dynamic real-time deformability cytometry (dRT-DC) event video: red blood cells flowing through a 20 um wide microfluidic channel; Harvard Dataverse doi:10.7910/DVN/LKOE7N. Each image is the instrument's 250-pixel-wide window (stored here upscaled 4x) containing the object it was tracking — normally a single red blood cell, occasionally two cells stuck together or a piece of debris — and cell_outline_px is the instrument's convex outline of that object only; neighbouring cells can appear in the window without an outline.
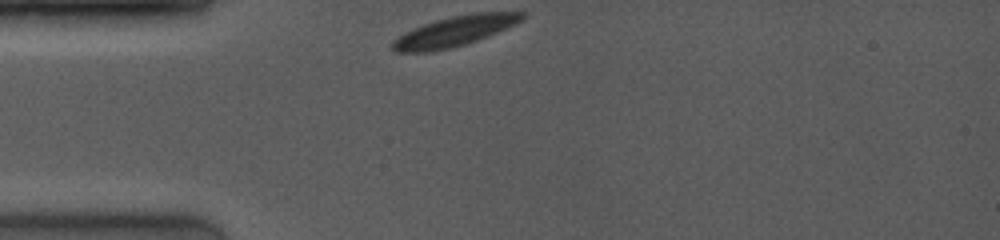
{"species": "common noctule bat (a hibernating species)", "species_latin": "Nyctalus noctula", "temperature_condition": "room temperature", "stored_images_in_passage": 47, "camera_frame_rate_fps": 4000, "um_per_image_px": 0.085, "animal": {"sex": "female", "body_mass_g": 19.0, "forearm_length_mm": 53.3}, "frame": {"image": 1, "passage_image": 1, "time_ms": 0.0, "image_size_px": [1000, 240], "cell_outline_px": [[528, 16], [516, 24], [508, 28], [476, 40], [452, 48], [432, 52], [396, 52], [392, 48], [392, 40], [404, 32], [412, 28], [436, 20], [452, 16], [476, 12], [528, 12]], "centroid_in_image_um": [38.66, 2.65], "position_along_channel_um": 46.3, "area_um2": 22.89}}
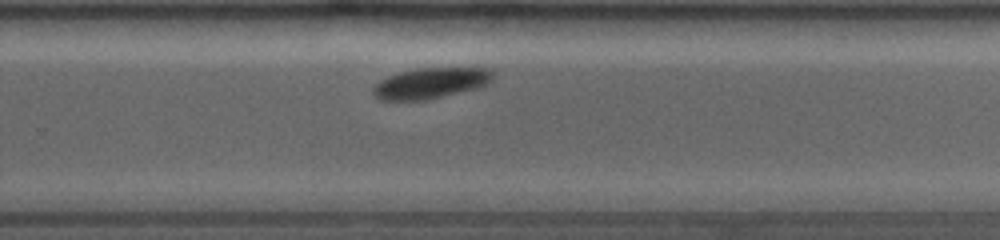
{"frame": {"image": 2, "passage_image": 25, "time_ms": 6.75, "image_size_px": [1000, 240], "cell_outline_px": [[492, 80], [476, 88], [424, 100], [376, 100], [372, 92], [372, 88], [380, 80], [388, 76], [400, 72], [416, 68], [488, 68], [492, 72]], "centroid_in_image_um": [36.53, 7.07], "position_along_channel_um": 293.3, "area_um2": 21.21}}
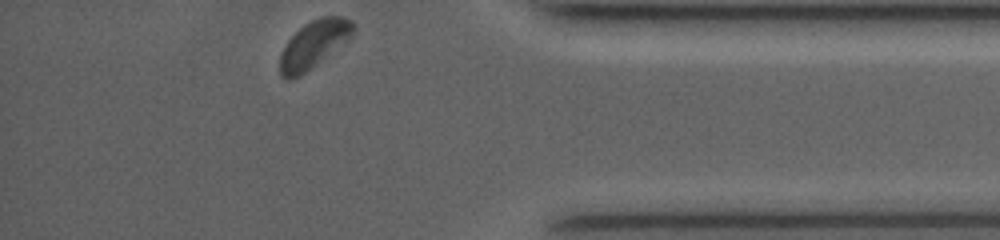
{"frame": {"image": 3, "passage_image": 47, "time_ms": 10.0, "image_size_px": [1000, 240], "cell_outline_px": [[356, 32], [348, 40], [300, 76], [288, 80], [280, 76], [280, 52], [288, 40], [304, 24], [320, 16], [340, 16], [352, 20], [356, 28]], "centroid_in_image_um": [26.69, 3.75], "position_along_channel_um": 408.5, "area_um2": 20.23}}